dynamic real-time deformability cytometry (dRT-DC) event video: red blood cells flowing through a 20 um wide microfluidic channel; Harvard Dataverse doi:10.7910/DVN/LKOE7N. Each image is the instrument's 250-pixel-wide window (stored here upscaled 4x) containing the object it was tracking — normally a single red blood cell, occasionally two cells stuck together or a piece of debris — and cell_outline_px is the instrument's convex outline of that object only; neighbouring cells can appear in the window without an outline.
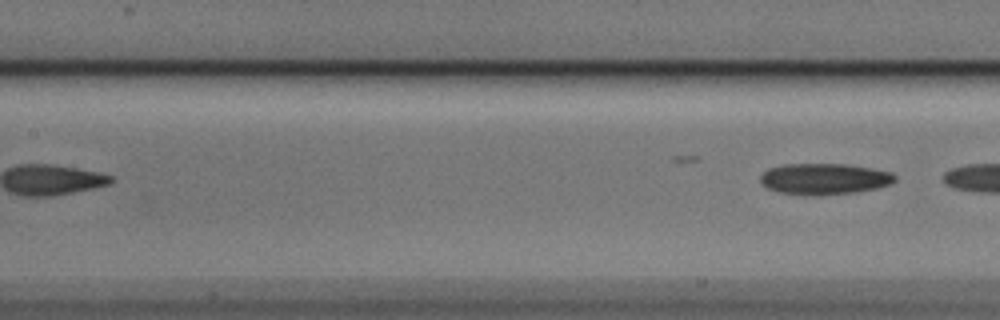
{"species": "Egyptian fruit bat (a non-hibernating species)", "species_latin": "Rousettus aegyptiacus", "temperature_condition": "cold", "stored_images_in_passage": 6, "segment_of_instrument_passage": [2, 2], "camera_frame_rate_fps": 3000, "um_per_image_px": 0.085, "animal": {"sex": "male"}, "frame": {"image": 1, "passage_image": 6, "time_ms": 1.667, "image_size_px": [1000, 320], "cell_outline_px": [[896, 180], [892, 184], [876, 188], [856, 192], [812, 196], [780, 192], [768, 188], [760, 180], [760, 176], [768, 168], [784, 164], [848, 164], [872, 168], [892, 172], [896, 176]], "centroid_in_image_um": [70.1, 15.2], "position_along_channel_um": 137.3, "area_um2": 24.51}}